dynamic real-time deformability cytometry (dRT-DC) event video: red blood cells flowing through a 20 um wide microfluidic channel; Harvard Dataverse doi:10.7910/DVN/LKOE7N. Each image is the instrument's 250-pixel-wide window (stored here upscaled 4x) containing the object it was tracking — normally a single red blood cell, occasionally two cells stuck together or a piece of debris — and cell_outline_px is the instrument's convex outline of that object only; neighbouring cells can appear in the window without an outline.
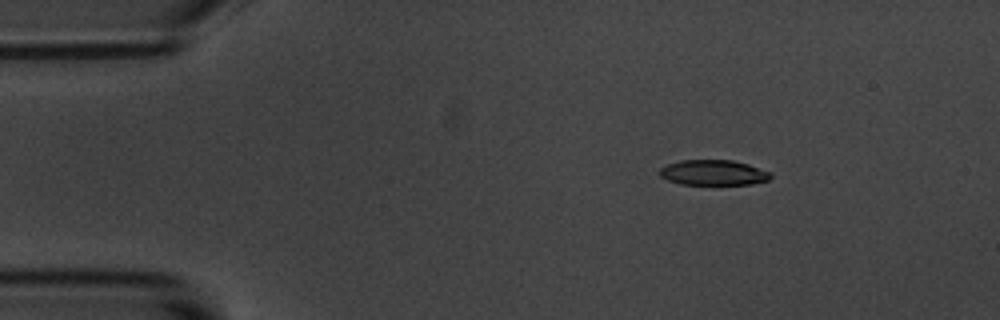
{"species": "common noctule bat (a hibernating species)", "species_latin": "Nyctalus noctula", "temperature_condition": "room temperature", "stored_images_in_passage": 4, "camera_frame_rate_fps": 3000, "um_per_image_px": 0.085, "animal": {"sex": "male", "body_mass_g": 20.1, "forearm_length_mm": 53.5}, "frame": {"image": 1, "passage_image": 2, "time_ms": 1.0, "image_size_px": [1000, 320], "cell_outline_px": [[772, 176], [768, 180], [752, 184], [680, 184], [668, 180], [660, 176], [656, 172], [660, 168], [668, 164], [680, 160], [732, 160], [748, 164], [772, 172]], "centroid_in_image_um": [60.63, 14.67], "position_along_channel_um": 24.4, "area_um2": 16.47}}
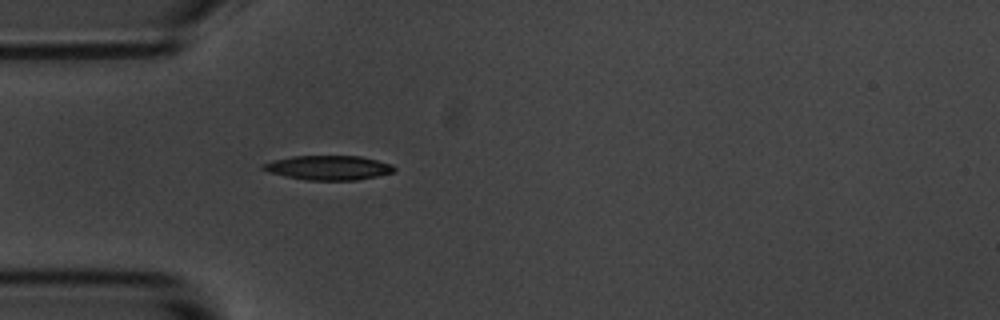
{"frame": {"image": 2, "passage_image": 4, "time_ms": 3.667, "image_size_px": [1000, 320], "cell_outline_px": [[396, 172], [356, 180], [304, 180], [284, 176], [268, 172], [260, 168], [260, 164], [272, 160], [292, 156], [360, 156], [392, 164], [396, 168]], "centroid_in_image_um": [27.88, 14.25], "position_along_channel_um": 57.1, "area_um2": 18.84}}